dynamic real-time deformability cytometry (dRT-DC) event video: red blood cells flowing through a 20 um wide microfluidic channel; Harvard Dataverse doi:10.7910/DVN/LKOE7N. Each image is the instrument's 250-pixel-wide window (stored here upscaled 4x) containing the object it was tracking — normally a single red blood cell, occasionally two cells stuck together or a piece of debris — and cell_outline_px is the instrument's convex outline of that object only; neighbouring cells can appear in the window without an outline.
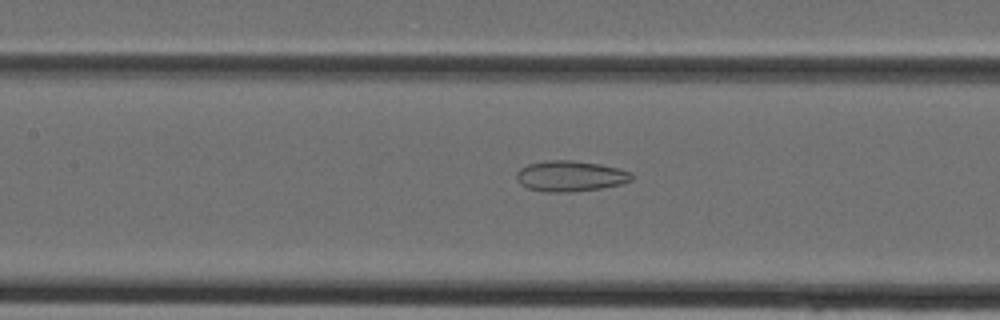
{"species": "Egyptian fruit bat (a non-hibernating species)", "species_latin": "Rousettus aegyptiacus", "temperature_condition": "cold", "stored_images_in_passage": 38, "camera_frame_rate_fps": 3000, "um_per_image_px": 0.085, "animal": {"sex": "female"}, "frame": {"image": 1, "passage_image": 17, "time_ms": 5.333, "image_size_px": [1000, 320], "cell_outline_px": [[632, 180], [620, 184], [600, 188], [568, 192], [548, 192], [528, 188], [520, 184], [516, 180], [516, 172], [520, 168], [528, 164], [544, 160], [572, 160], [600, 164], [620, 168], [632, 172]], "centroid_in_image_um": [48.46, 14.95], "position_along_channel_um": 158.9, "area_um2": 20.69}}
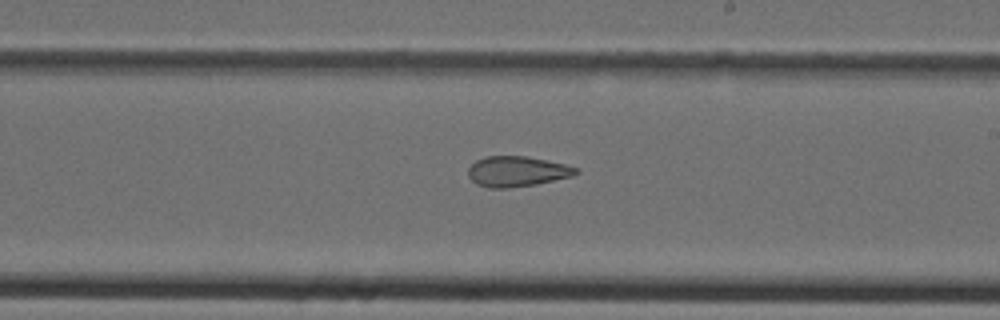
{"frame": {"image": 2, "passage_image": 22, "time_ms": 7.0, "image_size_px": [1000, 320], "cell_outline_px": [[580, 172], [572, 176], [536, 184], [508, 188], [488, 188], [476, 184], [468, 176], [468, 168], [476, 160], [484, 156], [528, 156], [548, 160], [580, 168]], "centroid_in_image_um": [43.95, 14.56], "position_along_channel_um": 245.1, "area_um2": 19.25}}
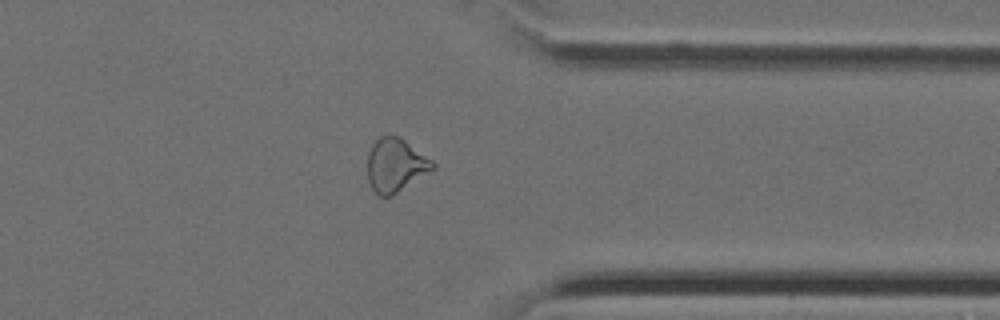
{"frame": {"image": 3, "passage_image": 30, "time_ms": 9.667, "image_size_px": [1000, 320], "cell_outline_px": [[436, 168], [392, 196], [380, 196], [372, 188], [368, 180], [368, 152], [372, 144], [380, 136], [400, 136], [432, 160], [436, 164]], "centroid_in_image_um": [33.63, 14.03], "position_along_channel_um": 377.8, "area_um2": 20.35}}